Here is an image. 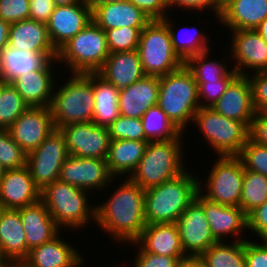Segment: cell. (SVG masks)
<instances>
[{"mask_svg":"<svg viewBox=\"0 0 267 267\" xmlns=\"http://www.w3.org/2000/svg\"><path fill=\"white\" fill-rule=\"evenodd\" d=\"M237 157L241 160L244 169L267 177L266 145L258 144L249 137Z\"/></svg>","mask_w":267,"mask_h":267,"instance_id":"cell-40","label":"cell"},{"mask_svg":"<svg viewBox=\"0 0 267 267\" xmlns=\"http://www.w3.org/2000/svg\"><path fill=\"white\" fill-rule=\"evenodd\" d=\"M93 92L95 103L92 122L108 127L120 115L117 103L119 90L93 73Z\"/></svg>","mask_w":267,"mask_h":267,"instance_id":"cell-33","label":"cell"},{"mask_svg":"<svg viewBox=\"0 0 267 267\" xmlns=\"http://www.w3.org/2000/svg\"><path fill=\"white\" fill-rule=\"evenodd\" d=\"M8 46L40 53H58L51 43L47 24L31 19L10 24Z\"/></svg>","mask_w":267,"mask_h":267,"instance_id":"cell-31","label":"cell"},{"mask_svg":"<svg viewBox=\"0 0 267 267\" xmlns=\"http://www.w3.org/2000/svg\"><path fill=\"white\" fill-rule=\"evenodd\" d=\"M138 7L151 20H162L170 9L168 0H127Z\"/></svg>","mask_w":267,"mask_h":267,"instance_id":"cell-50","label":"cell"},{"mask_svg":"<svg viewBox=\"0 0 267 267\" xmlns=\"http://www.w3.org/2000/svg\"><path fill=\"white\" fill-rule=\"evenodd\" d=\"M141 122L145 139L148 142L183 139L184 137V133L168 119L158 105L150 107L142 115Z\"/></svg>","mask_w":267,"mask_h":267,"instance_id":"cell-36","label":"cell"},{"mask_svg":"<svg viewBox=\"0 0 267 267\" xmlns=\"http://www.w3.org/2000/svg\"><path fill=\"white\" fill-rule=\"evenodd\" d=\"M91 22L92 9L83 0L56 6L46 23L52 45L58 51Z\"/></svg>","mask_w":267,"mask_h":267,"instance_id":"cell-18","label":"cell"},{"mask_svg":"<svg viewBox=\"0 0 267 267\" xmlns=\"http://www.w3.org/2000/svg\"><path fill=\"white\" fill-rule=\"evenodd\" d=\"M60 234L30 250L25 261L32 267H84V253L67 243Z\"/></svg>","mask_w":267,"mask_h":267,"instance_id":"cell-24","label":"cell"},{"mask_svg":"<svg viewBox=\"0 0 267 267\" xmlns=\"http://www.w3.org/2000/svg\"><path fill=\"white\" fill-rule=\"evenodd\" d=\"M262 39L267 43V17L255 29Z\"/></svg>","mask_w":267,"mask_h":267,"instance_id":"cell-57","label":"cell"},{"mask_svg":"<svg viewBox=\"0 0 267 267\" xmlns=\"http://www.w3.org/2000/svg\"><path fill=\"white\" fill-rule=\"evenodd\" d=\"M132 267H178L184 257L156 255L149 252H137Z\"/></svg>","mask_w":267,"mask_h":267,"instance_id":"cell-48","label":"cell"},{"mask_svg":"<svg viewBox=\"0 0 267 267\" xmlns=\"http://www.w3.org/2000/svg\"><path fill=\"white\" fill-rule=\"evenodd\" d=\"M64 134L69 155L106 159L110 145V134L107 127L94 122H82L65 125L60 128Z\"/></svg>","mask_w":267,"mask_h":267,"instance_id":"cell-13","label":"cell"},{"mask_svg":"<svg viewBox=\"0 0 267 267\" xmlns=\"http://www.w3.org/2000/svg\"><path fill=\"white\" fill-rule=\"evenodd\" d=\"M187 169L172 180L145 190L147 224L176 223L199 193V178Z\"/></svg>","mask_w":267,"mask_h":267,"instance_id":"cell-2","label":"cell"},{"mask_svg":"<svg viewBox=\"0 0 267 267\" xmlns=\"http://www.w3.org/2000/svg\"><path fill=\"white\" fill-rule=\"evenodd\" d=\"M55 129L50 107L29 106L8 128L14 141L28 154Z\"/></svg>","mask_w":267,"mask_h":267,"instance_id":"cell-16","label":"cell"},{"mask_svg":"<svg viewBox=\"0 0 267 267\" xmlns=\"http://www.w3.org/2000/svg\"><path fill=\"white\" fill-rule=\"evenodd\" d=\"M0 267H9L7 264H0Z\"/></svg>","mask_w":267,"mask_h":267,"instance_id":"cell-62","label":"cell"},{"mask_svg":"<svg viewBox=\"0 0 267 267\" xmlns=\"http://www.w3.org/2000/svg\"><path fill=\"white\" fill-rule=\"evenodd\" d=\"M157 105L182 133L193 122L199 110L198 85L192 73L183 65L178 70L159 77Z\"/></svg>","mask_w":267,"mask_h":267,"instance_id":"cell-4","label":"cell"},{"mask_svg":"<svg viewBox=\"0 0 267 267\" xmlns=\"http://www.w3.org/2000/svg\"><path fill=\"white\" fill-rule=\"evenodd\" d=\"M247 218L249 235L254 233L258 236L256 240L267 241V201L251 211Z\"/></svg>","mask_w":267,"mask_h":267,"instance_id":"cell-49","label":"cell"},{"mask_svg":"<svg viewBox=\"0 0 267 267\" xmlns=\"http://www.w3.org/2000/svg\"><path fill=\"white\" fill-rule=\"evenodd\" d=\"M193 121L218 157L238 156L249 138L250 131L244 123L224 117L212 107H200Z\"/></svg>","mask_w":267,"mask_h":267,"instance_id":"cell-8","label":"cell"},{"mask_svg":"<svg viewBox=\"0 0 267 267\" xmlns=\"http://www.w3.org/2000/svg\"><path fill=\"white\" fill-rule=\"evenodd\" d=\"M249 131V137L253 141L267 146V112L255 114Z\"/></svg>","mask_w":267,"mask_h":267,"instance_id":"cell-53","label":"cell"},{"mask_svg":"<svg viewBox=\"0 0 267 267\" xmlns=\"http://www.w3.org/2000/svg\"><path fill=\"white\" fill-rule=\"evenodd\" d=\"M159 77L144 76L139 81L120 89L118 94L119 114L141 119L142 115L158 103Z\"/></svg>","mask_w":267,"mask_h":267,"instance_id":"cell-23","label":"cell"},{"mask_svg":"<svg viewBox=\"0 0 267 267\" xmlns=\"http://www.w3.org/2000/svg\"><path fill=\"white\" fill-rule=\"evenodd\" d=\"M29 0H0V19L9 24L29 19Z\"/></svg>","mask_w":267,"mask_h":267,"instance_id":"cell-45","label":"cell"},{"mask_svg":"<svg viewBox=\"0 0 267 267\" xmlns=\"http://www.w3.org/2000/svg\"><path fill=\"white\" fill-rule=\"evenodd\" d=\"M131 245L137 252H149L170 257H187L181 245L176 223L147 224L140 237Z\"/></svg>","mask_w":267,"mask_h":267,"instance_id":"cell-22","label":"cell"},{"mask_svg":"<svg viewBox=\"0 0 267 267\" xmlns=\"http://www.w3.org/2000/svg\"><path fill=\"white\" fill-rule=\"evenodd\" d=\"M28 247L19 209H2L0 214V263L26 260Z\"/></svg>","mask_w":267,"mask_h":267,"instance_id":"cell-25","label":"cell"},{"mask_svg":"<svg viewBox=\"0 0 267 267\" xmlns=\"http://www.w3.org/2000/svg\"><path fill=\"white\" fill-rule=\"evenodd\" d=\"M238 76L233 69L220 81L196 82L198 85V99L200 107H211L226 91L230 83Z\"/></svg>","mask_w":267,"mask_h":267,"instance_id":"cell-44","label":"cell"},{"mask_svg":"<svg viewBox=\"0 0 267 267\" xmlns=\"http://www.w3.org/2000/svg\"><path fill=\"white\" fill-rule=\"evenodd\" d=\"M58 53H40L16 50L6 46L0 52V78L3 83H11L21 75L42 69Z\"/></svg>","mask_w":267,"mask_h":267,"instance_id":"cell-29","label":"cell"},{"mask_svg":"<svg viewBox=\"0 0 267 267\" xmlns=\"http://www.w3.org/2000/svg\"><path fill=\"white\" fill-rule=\"evenodd\" d=\"M29 2V19L47 23L56 7L53 0H29Z\"/></svg>","mask_w":267,"mask_h":267,"instance_id":"cell-52","label":"cell"},{"mask_svg":"<svg viewBox=\"0 0 267 267\" xmlns=\"http://www.w3.org/2000/svg\"><path fill=\"white\" fill-rule=\"evenodd\" d=\"M117 178L109 171L106 159L83 158L69 155L63 162L58 180L91 194L110 188ZM104 189V190H103Z\"/></svg>","mask_w":267,"mask_h":267,"instance_id":"cell-12","label":"cell"},{"mask_svg":"<svg viewBox=\"0 0 267 267\" xmlns=\"http://www.w3.org/2000/svg\"><path fill=\"white\" fill-rule=\"evenodd\" d=\"M91 9L94 7L105 4V3H115V2H122L127 0H83Z\"/></svg>","mask_w":267,"mask_h":267,"instance_id":"cell-56","label":"cell"},{"mask_svg":"<svg viewBox=\"0 0 267 267\" xmlns=\"http://www.w3.org/2000/svg\"><path fill=\"white\" fill-rule=\"evenodd\" d=\"M245 267H267V241H245Z\"/></svg>","mask_w":267,"mask_h":267,"instance_id":"cell-47","label":"cell"},{"mask_svg":"<svg viewBox=\"0 0 267 267\" xmlns=\"http://www.w3.org/2000/svg\"><path fill=\"white\" fill-rule=\"evenodd\" d=\"M81 0H53L56 6H67L74 3H79Z\"/></svg>","mask_w":267,"mask_h":267,"instance_id":"cell-58","label":"cell"},{"mask_svg":"<svg viewBox=\"0 0 267 267\" xmlns=\"http://www.w3.org/2000/svg\"><path fill=\"white\" fill-rule=\"evenodd\" d=\"M26 161L27 153L12 139L8 129H0V163L6 169H18Z\"/></svg>","mask_w":267,"mask_h":267,"instance_id":"cell-42","label":"cell"},{"mask_svg":"<svg viewBox=\"0 0 267 267\" xmlns=\"http://www.w3.org/2000/svg\"><path fill=\"white\" fill-rule=\"evenodd\" d=\"M187 256H200L217 241L213 237L203 207L194 200L176 222Z\"/></svg>","mask_w":267,"mask_h":267,"instance_id":"cell-17","label":"cell"},{"mask_svg":"<svg viewBox=\"0 0 267 267\" xmlns=\"http://www.w3.org/2000/svg\"><path fill=\"white\" fill-rule=\"evenodd\" d=\"M68 156L66 140L60 129H54L35 150L27 154L26 166L40 191L58 180Z\"/></svg>","mask_w":267,"mask_h":267,"instance_id":"cell-11","label":"cell"},{"mask_svg":"<svg viewBox=\"0 0 267 267\" xmlns=\"http://www.w3.org/2000/svg\"><path fill=\"white\" fill-rule=\"evenodd\" d=\"M55 63H58L57 59H51L42 69L21 75L10 83L29 106L50 107L58 79L53 73L57 71L53 69Z\"/></svg>","mask_w":267,"mask_h":267,"instance_id":"cell-21","label":"cell"},{"mask_svg":"<svg viewBox=\"0 0 267 267\" xmlns=\"http://www.w3.org/2000/svg\"><path fill=\"white\" fill-rule=\"evenodd\" d=\"M41 191L35 186L28 167L7 169L0 181V205L4 209H19L38 202Z\"/></svg>","mask_w":267,"mask_h":267,"instance_id":"cell-20","label":"cell"},{"mask_svg":"<svg viewBox=\"0 0 267 267\" xmlns=\"http://www.w3.org/2000/svg\"><path fill=\"white\" fill-rule=\"evenodd\" d=\"M3 84V82H2V80H1V78H0V88H1V85Z\"/></svg>","mask_w":267,"mask_h":267,"instance_id":"cell-63","label":"cell"},{"mask_svg":"<svg viewBox=\"0 0 267 267\" xmlns=\"http://www.w3.org/2000/svg\"><path fill=\"white\" fill-rule=\"evenodd\" d=\"M137 51L145 76L162 77L184 65L174 52L169 30L162 20H151L144 27Z\"/></svg>","mask_w":267,"mask_h":267,"instance_id":"cell-9","label":"cell"},{"mask_svg":"<svg viewBox=\"0 0 267 267\" xmlns=\"http://www.w3.org/2000/svg\"><path fill=\"white\" fill-rule=\"evenodd\" d=\"M19 214L26 235L28 255L30 250L49 242L61 232L41 199L19 208Z\"/></svg>","mask_w":267,"mask_h":267,"instance_id":"cell-26","label":"cell"},{"mask_svg":"<svg viewBox=\"0 0 267 267\" xmlns=\"http://www.w3.org/2000/svg\"><path fill=\"white\" fill-rule=\"evenodd\" d=\"M6 170L7 169L0 163V181L3 178V175L5 174Z\"/></svg>","mask_w":267,"mask_h":267,"instance_id":"cell-61","label":"cell"},{"mask_svg":"<svg viewBox=\"0 0 267 267\" xmlns=\"http://www.w3.org/2000/svg\"><path fill=\"white\" fill-rule=\"evenodd\" d=\"M89 194L91 192L56 180L41 191V200L61 230L68 228L75 232L89 226L90 220L96 224V206L90 203Z\"/></svg>","mask_w":267,"mask_h":267,"instance_id":"cell-5","label":"cell"},{"mask_svg":"<svg viewBox=\"0 0 267 267\" xmlns=\"http://www.w3.org/2000/svg\"><path fill=\"white\" fill-rule=\"evenodd\" d=\"M7 265L9 267H32L25 260H22V261H13V262L7 263Z\"/></svg>","mask_w":267,"mask_h":267,"instance_id":"cell-59","label":"cell"},{"mask_svg":"<svg viewBox=\"0 0 267 267\" xmlns=\"http://www.w3.org/2000/svg\"><path fill=\"white\" fill-rule=\"evenodd\" d=\"M172 20L173 19H171V17L168 15L162 19L169 30L174 52L183 62H185L188 58L195 56L196 54L204 53L212 49L211 45H209V41H211L209 40V35H207L205 32H202L201 30L199 31L197 27L194 28V26H192L190 29H188V26L176 29V25H174L175 23H173ZM185 27L190 32L187 31ZM184 28L185 30L183 31ZM180 31L184 32V36H182L183 33ZM185 31H187V33ZM188 32L192 33L193 35H185V33L189 34Z\"/></svg>","mask_w":267,"mask_h":267,"instance_id":"cell-34","label":"cell"},{"mask_svg":"<svg viewBox=\"0 0 267 267\" xmlns=\"http://www.w3.org/2000/svg\"><path fill=\"white\" fill-rule=\"evenodd\" d=\"M200 257L207 267H245V240L216 242Z\"/></svg>","mask_w":267,"mask_h":267,"instance_id":"cell-35","label":"cell"},{"mask_svg":"<svg viewBox=\"0 0 267 267\" xmlns=\"http://www.w3.org/2000/svg\"><path fill=\"white\" fill-rule=\"evenodd\" d=\"M143 29L144 28L123 27L105 30L109 52L136 50Z\"/></svg>","mask_w":267,"mask_h":267,"instance_id":"cell-41","label":"cell"},{"mask_svg":"<svg viewBox=\"0 0 267 267\" xmlns=\"http://www.w3.org/2000/svg\"><path fill=\"white\" fill-rule=\"evenodd\" d=\"M28 107L10 83H3L0 88V129H8Z\"/></svg>","mask_w":267,"mask_h":267,"instance_id":"cell-39","label":"cell"},{"mask_svg":"<svg viewBox=\"0 0 267 267\" xmlns=\"http://www.w3.org/2000/svg\"><path fill=\"white\" fill-rule=\"evenodd\" d=\"M255 112H267V71L251 73L248 76Z\"/></svg>","mask_w":267,"mask_h":267,"instance_id":"cell-46","label":"cell"},{"mask_svg":"<svg viewBox=\"0 0 267 267\" xmlns=\"http://www.w3.org/2000/svg\"><path fill=\"white\" fill-rule=\"evenodd\" d=\"M211 107L222 116L240 121L250 129L256 112L248 77L238 75Z\"/></svg>","mask_w":267,"mask_h":267,"instance_id":"cell-19","label":"cell"},{"mask_svg":"<svg viewBox=\"0 0 267 267\" xmlns=\"http://www.w3.org/2000/svg\"><path fill=\"white\" fill-rule=\"evenodd\" d=\"M126 179V180H125ZM115 187L107 201L96 205V225L117 243L135 242L147 225L145 190L128 177Z\"/></svg>","mask_w":267,"mask_h":267,"instance_id":"cell-1","label":"cell"},{"mask_svg":"<svg viewBox=\"0 0 267 267\" xmlns=\"http://www.w3.org/2000/svg\"><path fill=\"white\" fill-rule=\"evenodd\" d=\"M183 139L149 142L136 169L128 177L146 190L182 174L186 169Z\"/></svg>","mask_w":267,"mask_h":267,"instance_id":"cell-6","label":"cell"},{"mask_svg":"<svg viewBox=\"0 0 267 267\" xmlns=\"http://www.w3.org/2000/svg\"><path fill=\"white\" fill-rule=\"evenodd\" d=\"M169 1V6L170 10L175 9L176 7L181 10L183 8L185 10L189 11H203L204 9L208 10V12L211 10L213 13L214 17L218 19V17L221 14L222 8L218 5L217 0H168ZM210 9V10H209Z\"/></svg>","mask_w":267,"mask_h":267,"instance_id":"cell-51","label":"cell"},{"mask_svg":"<svg viewBox=\"0 0 267 267\" xmlns=\"http://www.w3.org/2000/svg\"><path fill=\"white\" fill-rule=\"evenodd\" d=\"M267 201V177L244 169V180L239 206L248 215Z\"/></svg>","mask_w":267,"mask_h":267,"instance_id":"cell-38","label":"cell"},{"mask_svg":"<svg viewBox=\"0 0 267 267\" xmlns=\"http://www.w3.org/2000/svg\"><path fill=\"white\" fill-rule=\"evenodd\" d=\"M210 53L209 50L196 54L184 62V65L192 73L196 82L220 81L233 70L232 66L228 68V61H226L227 64H223L226 62L208 58Z\"/></svg>","mask_w":267,"mask_h":267,"instance_id":"cell-37","label":"cell"},{"mask_svg":"<svg viewBox=\"0 0 267 267\" xmlns=\"http://www.w3.org/2000/svg\"><path fill=\"white\" fill-rule=\"evenodd\" d=\"M178 267H207L200 256H187L179 261Z\"/></svg>","mask_w":267,"mask_h":267,"instance_id":"cell-54","label":"cell"},{"mask_svg":"<svg viewBox=\"0 0 267 267\" xmlns=\"http://www.w3.org/2000/svg\"><path fill=\"white\" fill-rule=\"evenodd\" d=\"M148 141L111 139L106 163L115 178L129 177L143 157ZM128 174V175H127Z\"/></svg>","mask_w":267,"mask_h":267,"instance_id":"cell-32","label":"cell"},{"mask_svg":"<svg viewBox=\"0 0 267 267\" xmlns=\"http://www.w3.org/2000/svg\"><path fill=\"white\" fill-rule=\"evenodd\" d=\"M229 32H233L229 50L235 63L232 68L238 75L248 76L251 72L267 71V43L258 32L256 30Z\"/></svg>","mask_w":267,"mask_h":267,"instance_id":"cell-15","label":"cell"},{"mask_svg":"<svg viewBox=\"0 0 267 267\" xmlns=\"http://www.w3.org/2000/svg\"><path fill=\"white\" fill-rule=\"evenodd\" d=\"M195 200L203 207L211 233L217 242L229 241L228 238H233L232 241L248 240L247 237H242L244 231L248 232V218L240 206L215 203L207 200L200 193Z\"/></svg>","mask_w":267,"mask_h":267,"instance_id":"cell-14","label":"cell"},{"mask_svg":"<svg viewBox=\"0 0 267 267\" xmlns=\"http://www.w3.org/2000/svg\"><path fill=\"white\" fill-rule=\"evenodd\" d=\"M70 76L63 84L54 85L50 109L55 129L93 120V73Z\"/></svg>","mask_w":267,"mask_h":267,"instance_id":"cell-3","label":"cell"},{"mask_svg":"<svg viewBox=\"0 0 267 267\" xmlns=\"http://www.w3.org/2000/svg\"><path fill=\"white\" fill-rule=\"evenodd\" d=\"M109 54L105 31L92 21L58 50L57 62L69 75L97 73Z\"/></svg>","mask_w":267,"mask_h":267,"instance_id":"cell-7","label":"cell"},{"mask_svg":"<svg viewBox=\"0 0 267 267\" xmlns=\"http://www.w3.org/2000/svg\"><path fill=\"white\" fill-rule=\"evenodd\" d=\"M231 0H217L218 5L223 8L227 3H229Z\"/></svg>","mask_w":267,"mask_h":267,"instance_id":"cell-60","label":"cell"},{"mask_svg":"<svg viewBox=\"0 0 267 267\" xmlns=\"http://www.w3.org/2000/svg\"><path fill=\"white\" fill-rule=\"evenodd\" d=\"M10 24L0 19V52L8 45Z\"/></svg>","mask_w":267,"mask_h":267,"instance_id":"cell-55","label":"cell"},{"mask_svg":"<svg viewBox=\"0 0 267 267\" xmlns=\"http://www.w3.org/2000/svg\"><path fill=\"white\" fill-rule=\"evenodd\" d=\"M107 128L111 139L146 141L141 119L119 115Z\"/></svg>","mask_w":267,"mask_h":267,"instance_id":"cell-43","label":"cell"},{"mask_svg":"<svg viewBox=\"0 0 267 267\" xmlns=\"http://www.w3.org/2000/svg\"><path fill=\"white\" fill-rule=\"evenodd\" d=\"M211 167L208 178L205 181L199 179V193L215 203L239 206L244 180L241 160L237 156L217 157Z\"/></svg>","mask_w":267,"mask_h":267,"instance_id":"cell-10","label":"cell"},{"mask_svg":"<svg viewBox=\"0 0 267 267\" xmlns=\"http://www.w3.org/2000/svg\"><path fill=\"white\" fill-rule=\"evenodd\" d=\"M266 17L267 0H231L217 20L228 31L255 30Z\"/></svg>","mask_w":267,"mask_h":267,"instance_id":"cell-30","label":"cell"},{"mask_svg":"<svg viewBox=\"0 0 267 267\" xmlns=\"http://www.w3.org/2000/svg\"><path fill=\"white\" fill-rule=\"evenodd\" d=\"M97 74L118 90L145 76L137 49L110 53Z\"/></svg>","mask_w":267,"mask_h":267,"instance_id":"cell-27","label":"cell"},{"mask_svg":"<svg viewBox=\"0 0 267 267\" xmlns=\"http://www.w3.org/2000/svg\"><path fill=\"white\" fill-rule=\"evenodd\" d=\"M92 21L105 30L144 28L151 19L128 1L100 4L92 9Z\"/></svg>","mask_w":267,"mask_h":267,"instance_id":"cell-28","label":"cell"}]
</instances>
